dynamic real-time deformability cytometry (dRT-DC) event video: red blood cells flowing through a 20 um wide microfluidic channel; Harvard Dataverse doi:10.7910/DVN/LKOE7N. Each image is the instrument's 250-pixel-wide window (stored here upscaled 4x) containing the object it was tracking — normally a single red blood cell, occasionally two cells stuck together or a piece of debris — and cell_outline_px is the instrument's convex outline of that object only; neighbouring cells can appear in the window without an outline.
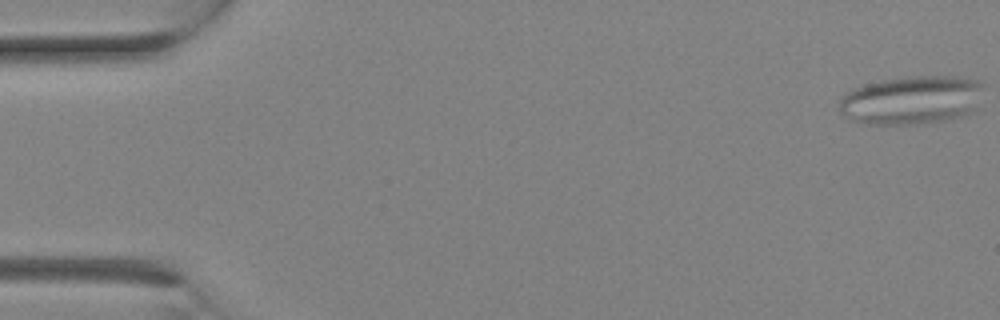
{"species": "Egyptian fruit bat (a non-hibernating species)", "species_latin": "Rousettus aegyptiacus", "temperature_condition": "room temperature", "stored_images_in_passage": 5, "camera_frame_rate_fps": 3000, "um_per_image_px": 0.085, "animal": {"sex": "female"}, "frame": {"image": 1, "passage_image": 1, "time_ms": 0.0, "image_size_px": [1000, 320], "cell_outline_px": [[984, 84], [976, 108], [968, 116], [924, 124], [864, 124], [852, 120], [844, 116], [840, 112], [840, 100], [848, 92], [864, 84], [884, 80], [912, 76], [956, 76], [980, 80]], "centroid_in_image_um": [77.55, 8.52], "position_along_channel_um": 7.5, "area_um2": 41.21}}